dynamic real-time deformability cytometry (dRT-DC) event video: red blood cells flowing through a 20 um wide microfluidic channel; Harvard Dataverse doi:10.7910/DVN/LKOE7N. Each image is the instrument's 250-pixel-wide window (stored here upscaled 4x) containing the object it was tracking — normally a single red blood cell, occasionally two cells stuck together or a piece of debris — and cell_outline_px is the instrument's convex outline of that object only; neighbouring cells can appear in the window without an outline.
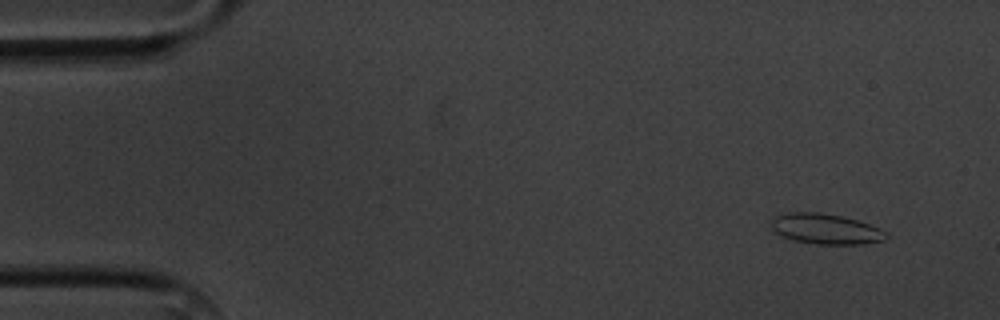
{"species": "common noctule bat (a hibernating species)", "species_latin": "Nyctalus noctula", "temperature_condition": "cold", "stored_images_in_passage": 4, "camera_frame_rate_fps": 3000, "um_per_image_px": 0.085, "animal": {"sex": "male", "body_mass_g": 20.1, "forearm_length_mm": 53.5}, "frame": {"image": 1, "passage_image": 1, "time_ms": 0.0, "image_size_px": [1000, 320], "cell_outline_px": [[888, 236], [884, 240], [864, 244], [816, 244], [792, 240], [772, 232], [772, 220], [776, 216], [788, 212], [820, 212], [844, 216], [880, 228]], "centroid_in_image_um": [70.16, 19.46], "position_along_channel_um": 14.8, "area_um2": 20.4}}
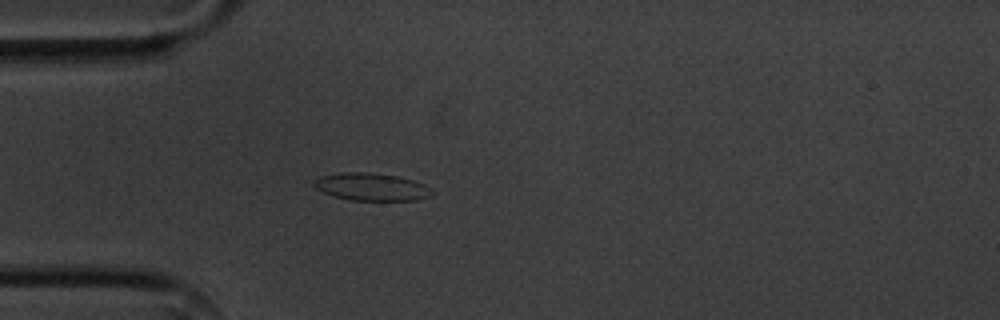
{"frame": {"image": 2, "passage_image": 4, "time_ms": 3.667, "image_size_px": [1000, 320], "cell_outline_px": [[436, 192], [432, 196], [416, 200], [348, 200], [332, 196], [316, 188], [312, 184], [312, 180], [320, 176], [340, 172], [368, 172], [396, 176], [412, 180], [424, 184], [432, 188]], "centroid_in_image_um": [31.57, 15.88], "position_along_channel_um": 53.4, "area_um2": 19.19}}